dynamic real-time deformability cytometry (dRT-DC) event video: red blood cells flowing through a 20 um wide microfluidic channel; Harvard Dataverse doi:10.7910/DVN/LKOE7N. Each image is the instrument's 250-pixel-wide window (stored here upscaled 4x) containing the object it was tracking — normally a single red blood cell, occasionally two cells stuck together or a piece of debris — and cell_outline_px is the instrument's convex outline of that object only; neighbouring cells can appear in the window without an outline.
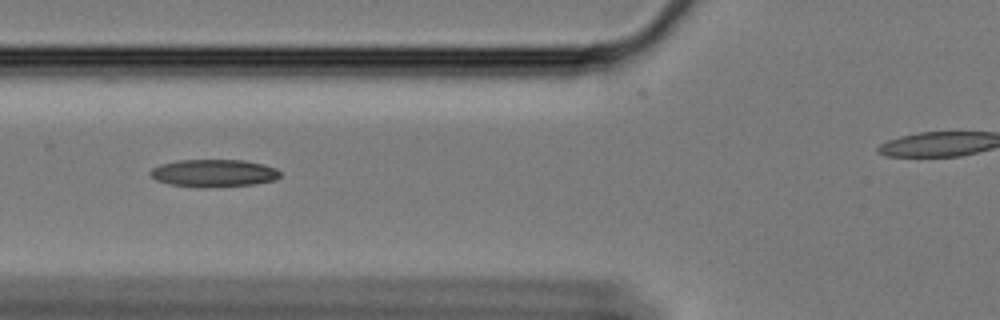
{"species": "Egyptian fruit bat (a non-hibernating species)", "species_latin": "Rousettus aegyptiacus", "temperature_condition": "cold", "stored_images_in_passage": 25, "camera_frame_rate_fps": 3000, "um_per_image_px": 0.085, "animal": {"sex": "female"}, "frame": {"image": 1, "passage_image": 10, "time_ms": 3.0, "image_size_px": [1000, 320], "cell_outline_px": [[280, 176], [276, 180], [256, 184], [204, 188], [196, 188], [172, 184], [156, 180], [148, 172], [152, 168], [160, 164], [180, 160], [244, 160], [264, 164], [276, 168], [280, 172]], "centroid_in_image_um": [18.19, 14.72], "position_along_channel_um": 107.6, "area_um2": 21.04}}
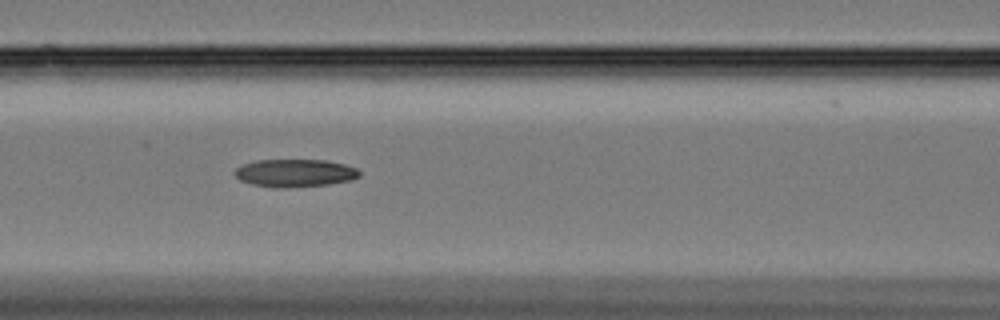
{"frame": {"image": 2, "passage_image": 13, "time_ms": 4.0, "image_size_px": [1000, 320], "cell_outline_px": [[360, 176], [352, 180], [328, 184], [288, 188], [276, 188], [252, 184], [240, 180], [236, 176], [236, 168], [244, 164], [256, 160], [324, 160], [344, 164], [356, 168], [360, 172]], "centroid_in_image_um": [25.09, 14.71], "position_along_channel_um": 141.5, "area_um2": 20.11}}
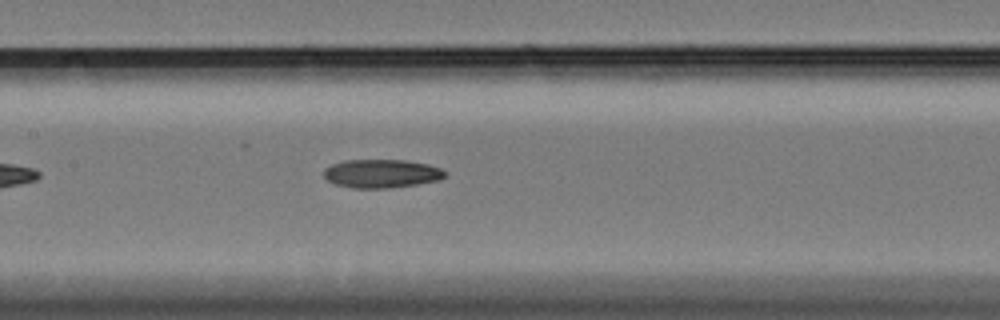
{"frame": {"image": 3, "passage_image": 16, "time_ms": 5.0, "image_size_px": [1000, 320], "cell_outline_px": [[444, 176], [440, 180], [416, 184], [388, 188], [352, 188], [336, 184], [328, 180], [324, 176], [324, 168], [332, 164], [344, 160], [404, 160], [428, 164], [440, 168], [444, 172]], "centroid_in_image_um": [32.4, 14.75], "position_along_channel_um": 175.0, "area_um2": 20.0}}